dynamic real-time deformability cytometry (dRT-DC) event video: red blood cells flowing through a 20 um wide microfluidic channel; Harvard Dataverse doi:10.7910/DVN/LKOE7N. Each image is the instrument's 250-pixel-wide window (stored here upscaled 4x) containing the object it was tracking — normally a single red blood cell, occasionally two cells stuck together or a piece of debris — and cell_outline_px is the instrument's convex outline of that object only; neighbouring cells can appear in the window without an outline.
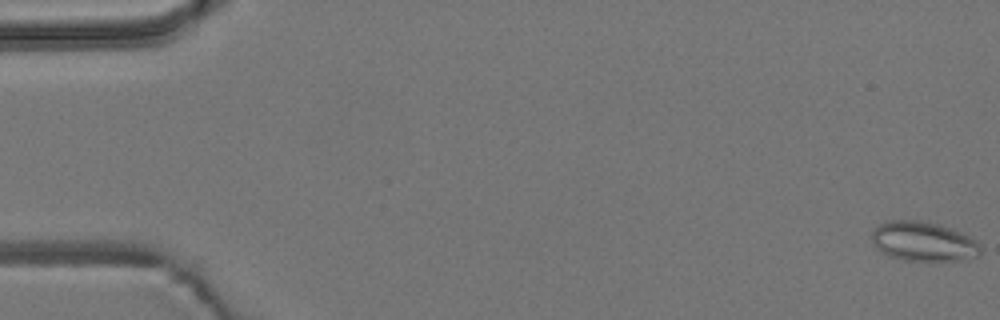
{"species": "common noctule bat (a hibernating species)", "species_latin": "Nyctalus noctula", "temperature_condition": "room temperature", "stored_images_in_passage": 18, "camera_frame_rate_fps": 3000, "um_per_image_px": 0.085, "animal": {"sex": "male", "body_mass_g": 19.2, "forearm_length_mm": 51.8}, "frame": {"image": 1, "passage_image": 1, "time_ms": 0.0, "image_size_px": [1000, 320], "cell_outline_px": [[980, 256], [964, 260], [904, 260], [888, 256], [876, 248], [872, 244], [872, 228], [888, 220], [920, 220], [940, 224], [952, 228], [976, 240], [980, 244]], "centroid_in_image_um": [78.47, 20.51], "position_along_channel_um": 6.5, "area_um2": 25.32}}